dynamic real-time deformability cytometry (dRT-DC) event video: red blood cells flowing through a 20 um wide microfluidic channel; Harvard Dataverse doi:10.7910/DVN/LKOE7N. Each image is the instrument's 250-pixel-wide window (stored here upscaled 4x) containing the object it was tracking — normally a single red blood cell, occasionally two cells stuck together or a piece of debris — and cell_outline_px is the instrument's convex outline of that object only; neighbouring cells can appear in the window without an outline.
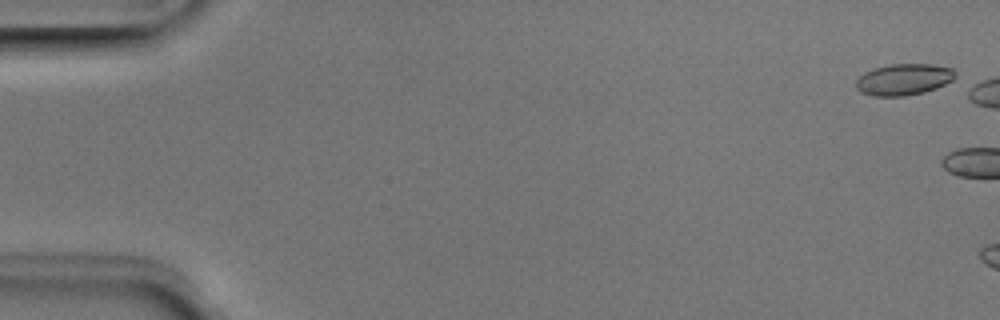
{"species": "Egyptian fruit bat (a non-hibernating species)", "species_latin": "Rousettus aegyptiacus", "temperature_condition": "room temperature", "stored_images_in_passage": 5, "camera_frame_rate_fps": 3000, "um_per_image_px": 0.085, "animal": {"sex": "male"}, "frame": {"image": 1, "passage_image": 2, "time_ms": 0.333, "image_size_px": [1000, 320], "cell_outline_px": [[956, 76], [952, 80], [936, 88], [924, 92], [904, 96], [872, 96], [860, 92], [856, 88], [856, 80], [864, 72], [872, 68], [892, 64], [932, 64], [952, 68], [956, 72]], "centroid_in_image_um": [76.8, 6.75], "position_along_channel_um": 8.2, "area_um2": 18.26}}